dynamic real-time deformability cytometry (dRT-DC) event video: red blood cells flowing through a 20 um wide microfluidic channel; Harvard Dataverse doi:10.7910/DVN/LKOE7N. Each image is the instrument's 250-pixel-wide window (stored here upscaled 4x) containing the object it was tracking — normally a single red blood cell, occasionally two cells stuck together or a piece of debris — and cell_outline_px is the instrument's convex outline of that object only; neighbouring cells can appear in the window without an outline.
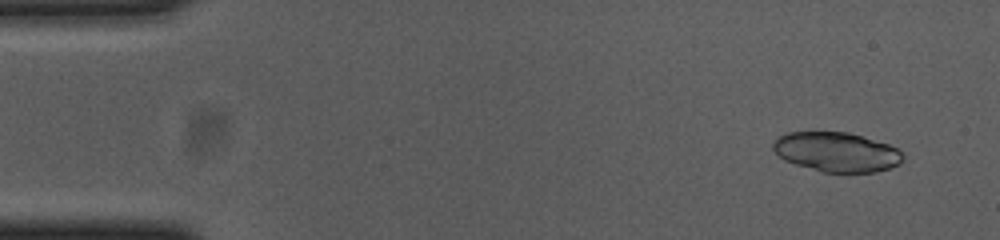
{"species": "common noctule bat (a hibernating species)", "species_latin": "Nyctalus noctula", "temperature_condition": "cold", "stored_images_in_passage": 54, "camera_frame_rate_fps": 3000, "um_per_image_px": 0.085, "animal": {"sex": "female", "body_mass_g": 23.0, "forearm_length_mm": 53.4}, "frame": {"image": 1, "passage_image": 4, "time_ms": 1.0, "image_size_px": [1000, 240], "cell_outline_px": [[904, 156], [900, 164], [876, 172], [820, 172], [784, 160], [772, 148], [772, 144], [784, 132], [848, 132], [888, 144], [896, 148]], "centroid_in_image_um": [71.1, 12.92], "position_along_channel_um": 13.9, "area_um2": 29.77}}